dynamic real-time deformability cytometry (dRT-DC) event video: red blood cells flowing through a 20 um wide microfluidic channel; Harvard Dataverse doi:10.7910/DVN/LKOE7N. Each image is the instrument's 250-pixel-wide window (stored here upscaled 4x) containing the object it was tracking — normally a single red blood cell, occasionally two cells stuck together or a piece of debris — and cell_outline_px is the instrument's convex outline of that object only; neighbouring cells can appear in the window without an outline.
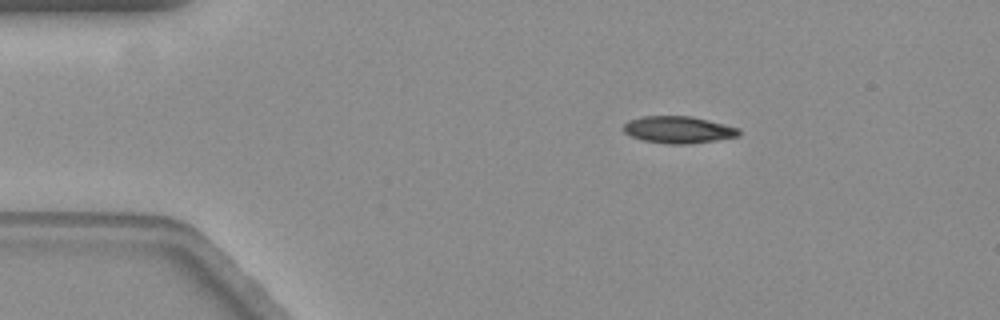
{"species": "common noctule bat (a hibernating species)", "species_latin": "Nyctalus noctula", "temperature_condition": "warm", "stored_images_in_passage": 58, "camera_frame_rate_fps": 3000, "um_per_image_px": 0.085, "animal": {"sex": "female", "body_mass_g": 19.3, "forearm_length_mm": 54.1}, "frame": {"image": 1, "passage_image": 10, "time_ms": 3.0, "image_size_px": [1000, 320], "cell_outline_px": [[740, 136], [716, 140], [688, 144], [668, 144], [644, 140], [632, 136], [624, 132], [624, 124], [628, 120], [644, 116], [692, 116], [740, 128]], "centroid_in_image_um": [57.69, 11.02], "position_along_channel_um": 27.3, "area_um2": 18.09}}
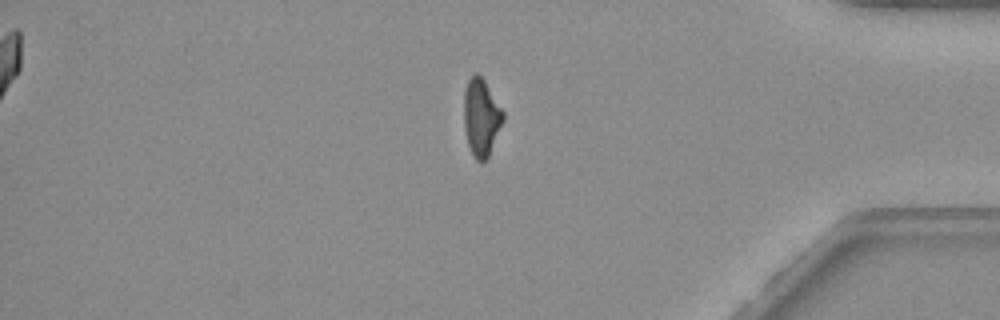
{"frame": {"image": 2, "passage_image": 49, "time_ms": 16.0, "image_size_px": [1000, 320], "cell_outline_px": [[504, 120], [488, 156], [480, 164], [476, 160], [468, 144], [464, 128], [464, 92], [468, 80], [476, 72], [484, 80], [504, 112]], "centroid_in_image_um": [40.9, 9.98], "position_along_channel_um": 394.3, "area_um2": 17.46}}
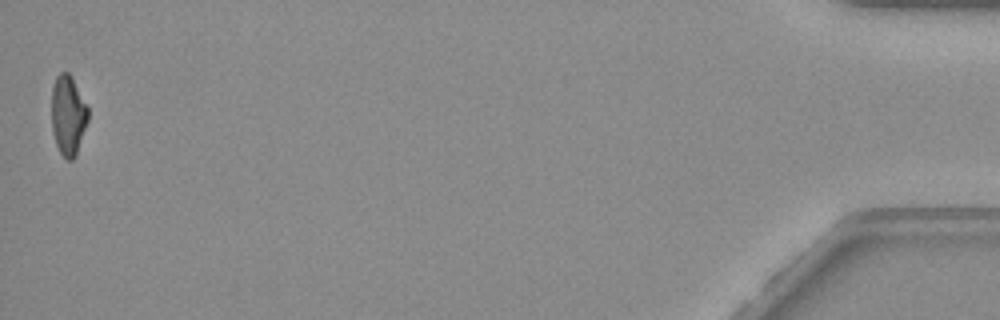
{"frame": {"image": 3, "passage_image": 58, "time_ms": 19.0, "image_size_px": [1000, 320], "cell_outline_px": [[88, 120], [76, 156], [72, 160], [68, 160], [60, 152], [56, 144], [52, 132], [52, 88], [56, 76], [60, 72], [68, 72], [72, 76], [88, 108]], "centroid_in_image_um": [5.79, 9.79], "position_along_channel_um": 429.4, "area_um2": 16.99}, "authors_computed_cell_mechanics": {"area_um2": 18.2937, "velocity_mm_per_s": 3.5372, "shape_relaxation_time_tau1_ms": null, "shape_relaxation_time_tau2_ms": 8.6779, "deformation_change_tau1": null, "deformation_change_tau2": 0.194}}